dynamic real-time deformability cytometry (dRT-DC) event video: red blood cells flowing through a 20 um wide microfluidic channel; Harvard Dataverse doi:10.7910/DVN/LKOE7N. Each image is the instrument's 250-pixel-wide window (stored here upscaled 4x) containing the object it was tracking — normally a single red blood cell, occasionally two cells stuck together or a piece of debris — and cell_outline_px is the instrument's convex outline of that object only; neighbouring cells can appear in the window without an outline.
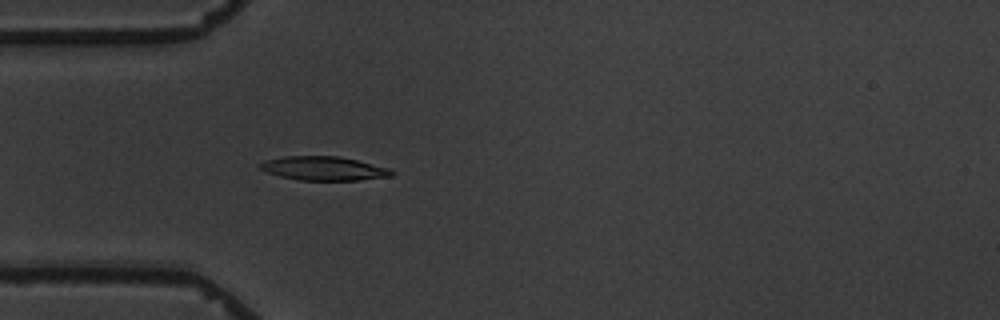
{"species": "common noctule bat (a hibernating species)", "species_latin": "Nyctalus noctula", "temperature_condition": "warm", "stored_images_in_passage": 4, "camera_frame_rate_fps": 3000, "um_per_image_px": 0.085, "animal": {"sex": "male", "body_mass_g": 19.5, "forearm_length_mm": 54.6}, "frame": {"image": 1, "passage_image": 4, "time_ms": 3.667, "image_size_px": [1000, 320], "cell_outline_px": [[396, 172], [392, 176], [360, 180], [300, 180], [280, 176], [268, 172], [260, 168], [260, 164], [268, 160], [284, 156], [340, 156], [388, 168]], "centroid_in_image_um": [27.56, 14.32], "position_along_channel_um": 57.4, "area_um2": 18.09}}